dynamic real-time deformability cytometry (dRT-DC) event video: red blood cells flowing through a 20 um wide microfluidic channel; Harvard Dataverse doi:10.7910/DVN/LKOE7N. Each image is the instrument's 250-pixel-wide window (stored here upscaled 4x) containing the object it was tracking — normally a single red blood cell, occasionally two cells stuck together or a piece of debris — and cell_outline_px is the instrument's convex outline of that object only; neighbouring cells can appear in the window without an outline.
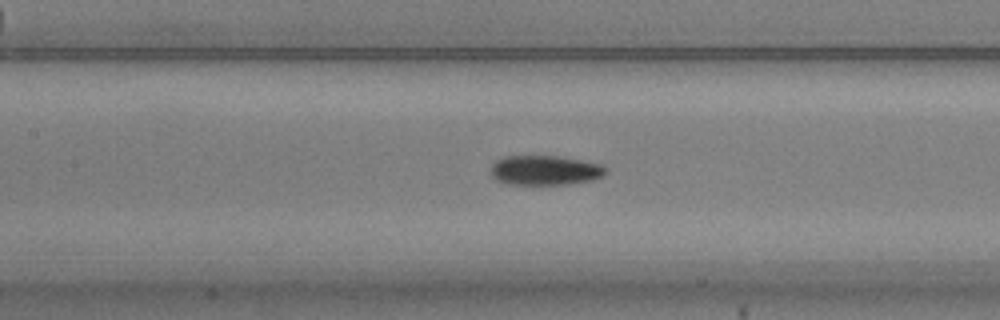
{"species": "common noctule bat (a hibernating species)", "species_latin": "Nyctalus noctula", "temperature_condition": "warm", "stored_images_in_passage": 48, "camera_frame_rate_fps": 3000, "um_per_image_px": 0.085, "animal": {"sex": "male", "body_mass_g": 20.5, "forearm_length_mm": 52.5}, "frame": {"image": 1, "passage_image": 24, "time_ms": 7.667, "image_size_px": [1000, 320], "cell_outline_px": [[604, 176], [592, 180], [568, 184], [508, 184], [496, 180], [492, 176], [492, 164], [496, 160], [504, 156], [556, 156], [580, 160], [600, 164], [604, 168]], "centroid_in_image_um": [46.29, 14.47], "position_along_channel_um": 161.1, "area_um2": 19.65}}
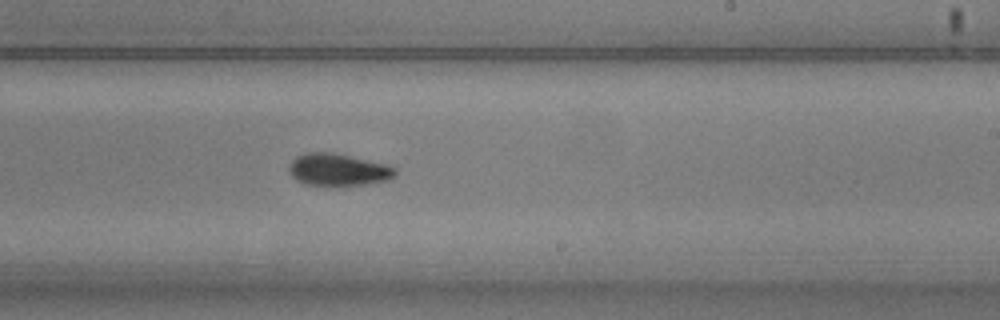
{"frame": {"image": 2, "passage_image": 32, "time_ms": 10.333, "image_size_px": [1000, 320], "cell_outline_px": [[396, 176], [388, 180], [364, 184], [332, 188], [304, 184], [296, 180], [292, 176], [288, 168], [292, 160], [296, 156], [304, 152], [332, 152], [384, 164], [396, 168]], "centroid_in_image_um": [28.7, 14.46], "position_along_channel_um": 260.3, "area_um2": 20.4}}
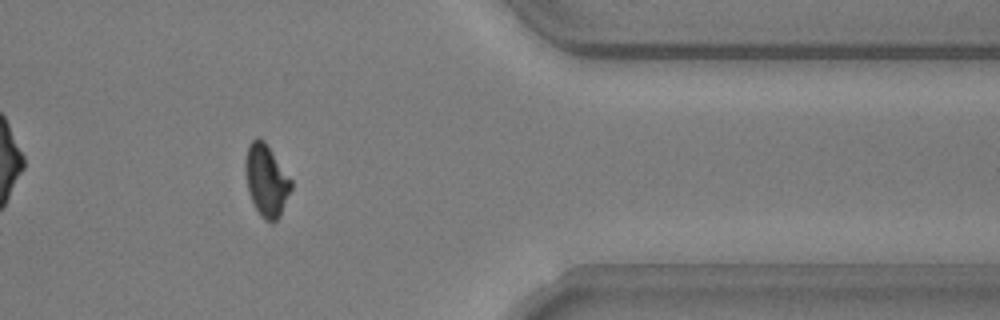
{"frame": {"image": 3, "passage_image": 44, "time_ms": 14.333, "image_size_px": [1000, 320], "cell_outline_px": [[292, 188], [280, 216], [272, 224], [264, 220], [260, 216], [248, 192], [244, 172], [244, 164], [248, 144], [252, 140], [260, 136], [264, 140], [292, 180]], "centroid_in_image_um": [22.63, 15.34], "position_along_channel_um": 388.8, "area_um2": 19.42}}